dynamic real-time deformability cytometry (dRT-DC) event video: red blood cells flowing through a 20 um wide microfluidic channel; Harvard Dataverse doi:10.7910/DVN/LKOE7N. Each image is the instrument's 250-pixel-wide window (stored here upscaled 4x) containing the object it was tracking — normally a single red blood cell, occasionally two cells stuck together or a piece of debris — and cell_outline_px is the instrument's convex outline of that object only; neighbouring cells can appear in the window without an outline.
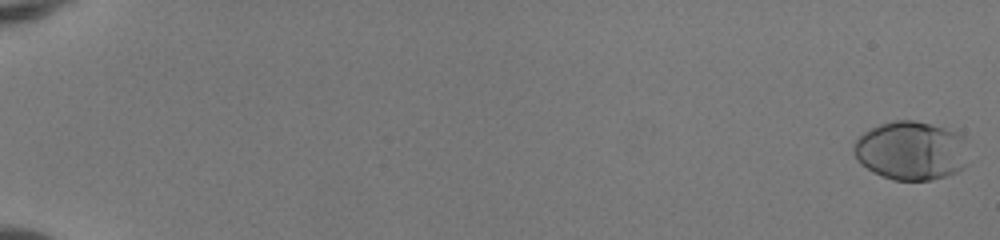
{"species": "human", "species_latin": "Homo sapiens", "temperature_condition": "room temperature", "stored_images_in_passage": 53, "camera_frame_rate_fps": 3000, "um_per_image_px": 0.085, "donor": {"sex": "female"}, "frame": {"image": 1, "passage_image": 1, "time_ms": 0.0, "image_size_px": [1000, 240], "cell_outline_px": [[968, 164], [964, 168], [956, 172], [932, 180], [892, 180], [872, 172], [860, 164], [856, 160], [852, 148], [856, 140], [864, 132], [880, 124], [896, 120], [912, 120], [944, 128], [956, 132], [964, 136]], "centroid_in_image_um": [77.43, 12.82], "position_along_channel_um": 7.6, "area_um2": 39.48}}
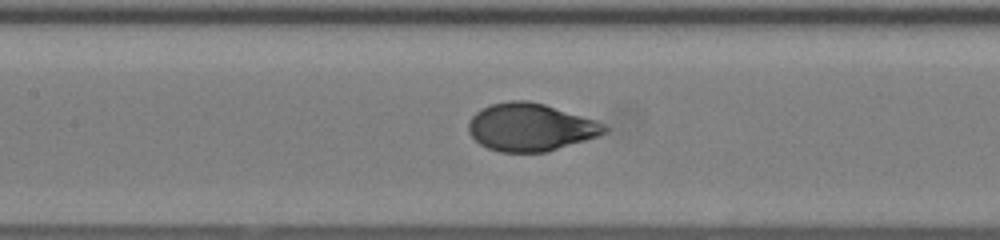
{"frame": {"image": 2, "passage_image": 28, "time_ms": 9.0, "image_size_px": [1000, 240], "cell_outline_px": [[608, 132], [600, 136], [548, 152], [500, 152], [488, 148], [480, 144], [468, 132], [468, 124], [472, 116], [476, 112], [492, 104], [508, 100], [528, 100], [544, 104], [596, 120], [604, 124], [608, 128]], "centroid_in_image_um": [45.12, 10.82], "position_along_channel_um": 162.3, "area_um2": 37.92}}
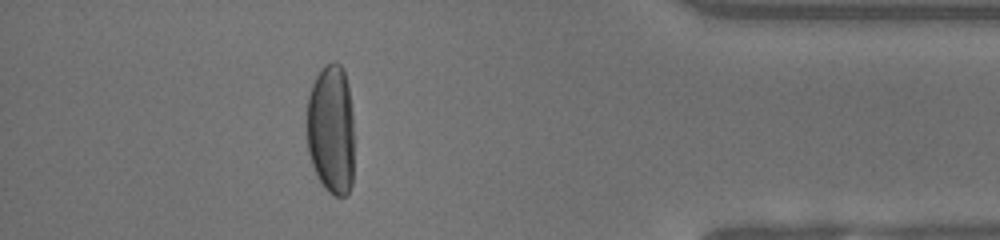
{"frame": {"image": 3, "passage_image": 48, "time_ms": 15.667, "image_size_px": [1000, 240], "cell_outline_px": [[352, 184], [348, 192], [344, 196], [332, 196], [324, 188], [316, 176], [308, 152], [308, 96], [312, 84], [316, 76], [324, 64], [332, 60], [336, 60], [344, 68], [348, 84], [352, 112]], "centroid_in_image_um": [28.14, 10.98], "position_along_channel_um": 407.1, "area_um2": 36.13}, "authors_computed_cell_mechanics": {"area_um2": 37.9168, "velocity_mm_per_s": 4.1218, "shape_relaxation_time_tau1_ms": 3.2241, "shape_relaxation_time_tau2_ms": null, "deformation_change_tau1": 0.2067, "deformation_change_tau2": null}}